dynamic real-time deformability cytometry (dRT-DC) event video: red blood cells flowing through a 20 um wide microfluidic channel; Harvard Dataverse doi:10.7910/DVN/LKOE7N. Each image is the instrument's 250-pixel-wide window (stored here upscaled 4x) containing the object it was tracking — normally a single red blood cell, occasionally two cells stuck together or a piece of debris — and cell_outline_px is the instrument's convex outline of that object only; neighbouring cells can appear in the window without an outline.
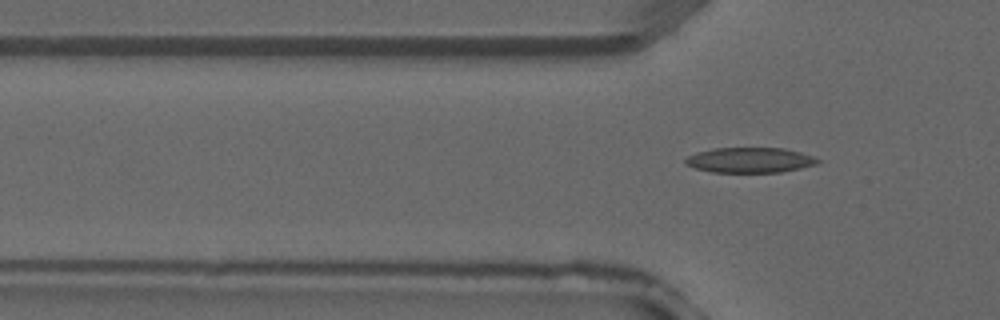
{"species": "common noctule bat (a hibernating species)", "species_latin": "Nyctalus noctula", "temperature_condition": "warm", "stored_images_in_passage": 5, "camera_frame_rate_fps": 3000, "um_per_image_px": 0.085, "animal": {"sex": "male", "forearm_length_mm": 52.5}, "frame": {"image": 1, "passage_image": 5, "time_ms": 1.333, "image_size_px": [1000, 320], "cell_outline_px": [[820, 160], [816, 164], [800, 168], [780, 172], [712, 172], [696, 168], [684, 164], [684, 160], [688, 156], [696, 152], [712, 148], [784, 148], [800, 152], [812, 156]], "centroid_in_image_um": [63.7, 13.6], "position_along_channel_um": 62.1, "area_um2": 19.36}}